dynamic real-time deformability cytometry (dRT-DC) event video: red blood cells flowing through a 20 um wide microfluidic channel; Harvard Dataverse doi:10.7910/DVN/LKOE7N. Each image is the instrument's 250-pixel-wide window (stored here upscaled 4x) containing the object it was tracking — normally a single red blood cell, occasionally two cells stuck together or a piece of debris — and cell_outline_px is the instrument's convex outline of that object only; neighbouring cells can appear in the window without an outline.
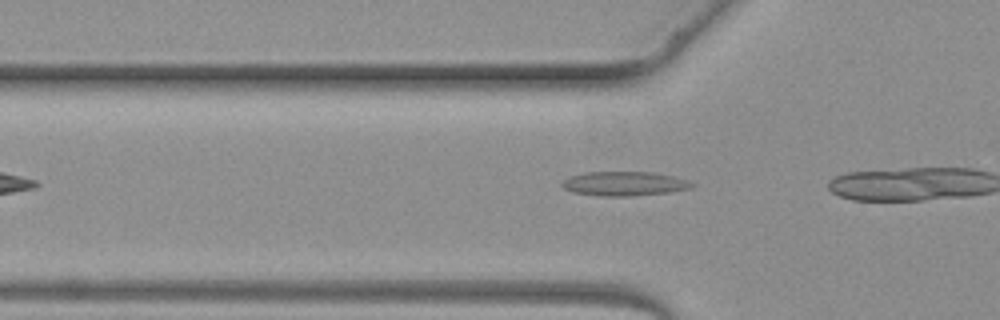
{"species": "common noctule bat (a hibernating species)", "species_latin": "Nyctalus noctula", "temperature_condition": "warm", "stored_images_in_passage": 4, "camera_frame_rate_fps": 3000, "um_per_image_px": 0.085, "animal": {"sex": "female", "body_mass_g": 19.3, "forearm_length_mm": 54.1}, "frame": {"image": 1, "passage_image": 3, "time_ms": 2.333, "image_size_px": [1000, 320], "cell_outline_px": [[696, 184], [692, 188], [672, 192], [632, 196], [600, 196], [572, 192], [564, 188], [560, 184], [568, 176], [584, 172], [652, 172], [672, 176], [688, 180]], "centroid_in_image_um": [53.07, 15.61], "position_along_channel_um": 72.7, "area_um2": 18.55}}